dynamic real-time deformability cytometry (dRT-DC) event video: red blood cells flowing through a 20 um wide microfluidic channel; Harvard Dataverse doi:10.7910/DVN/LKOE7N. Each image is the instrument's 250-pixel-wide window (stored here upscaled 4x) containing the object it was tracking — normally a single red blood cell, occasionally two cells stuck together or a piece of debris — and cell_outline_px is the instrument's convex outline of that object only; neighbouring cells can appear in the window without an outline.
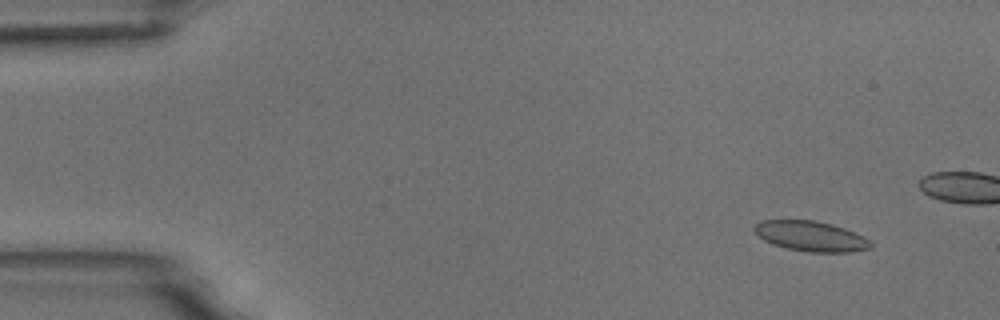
{"species": "common noctule bat (a hibernating species)", "species_latin": "Nyctalus noctula", "temperature_condition": "room temperature", "stored_images_in_passage": 6, "camera_frame_rate_fps": 3000, "um_per_image_px": 0.085, "animal": {"sex": "male", "body_mass_g": 18.8}, "frame": {"image": 1, "passage_image": 2, "time_ms": 0.333, "image_size_px": [1000, 320], "cell_outline_px": [[872, 248], [852, 252], [808, 252], [788, 248], [772, 244], [764, 240], [752, 228], [760, 220], [816, 220], [832, 224], [844, 228], [864, 236], [872, 244]], "centroid_in_image_um": [68.93, 20.07], "position_along_channel_um": 16.1, "area_um2": 20.46}}